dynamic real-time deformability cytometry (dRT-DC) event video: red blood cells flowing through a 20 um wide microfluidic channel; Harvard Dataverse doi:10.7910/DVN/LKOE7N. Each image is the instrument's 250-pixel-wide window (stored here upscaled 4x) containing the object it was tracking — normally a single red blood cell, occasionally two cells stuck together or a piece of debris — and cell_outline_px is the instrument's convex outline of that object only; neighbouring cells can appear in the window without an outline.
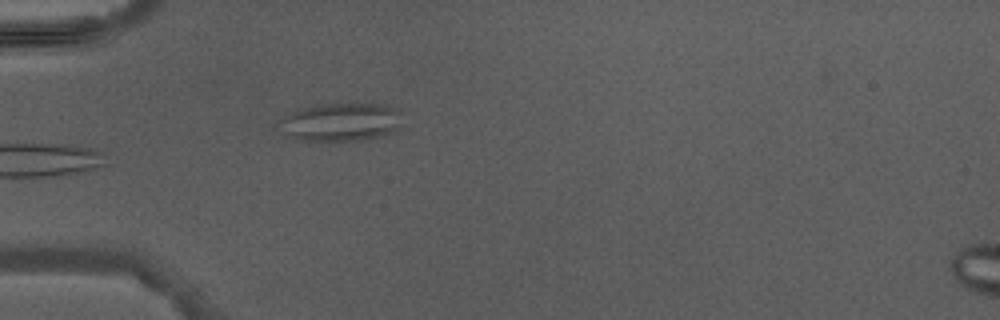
{"species": "Egyptian fruit bat (a non-hibernating species)", "species_latin": "Rousettus aegyptiacus", "temperature_condition": "warm", "stored_images_in_passage": 4, "camera_frame_rate_fps": 3000, "um_per_image_px": 0.085, "animal": {"sex": "male"}, "frame": {"image": 1, "passage_image": 4, "time_ms": 4.667, "image_size_px": [1000, 320], "cell_outline_px": [[396, 132], [360, 140], [296, 140], [288, 136], [280, 128], [280, 120], [284, 116], [300, 108], [324, 104], [384, 104], [396, 108]], "centroid_in_image_um": [28.89, 10.37], "position_along_channel_um": 56.1, "area_um2": 26.7}}